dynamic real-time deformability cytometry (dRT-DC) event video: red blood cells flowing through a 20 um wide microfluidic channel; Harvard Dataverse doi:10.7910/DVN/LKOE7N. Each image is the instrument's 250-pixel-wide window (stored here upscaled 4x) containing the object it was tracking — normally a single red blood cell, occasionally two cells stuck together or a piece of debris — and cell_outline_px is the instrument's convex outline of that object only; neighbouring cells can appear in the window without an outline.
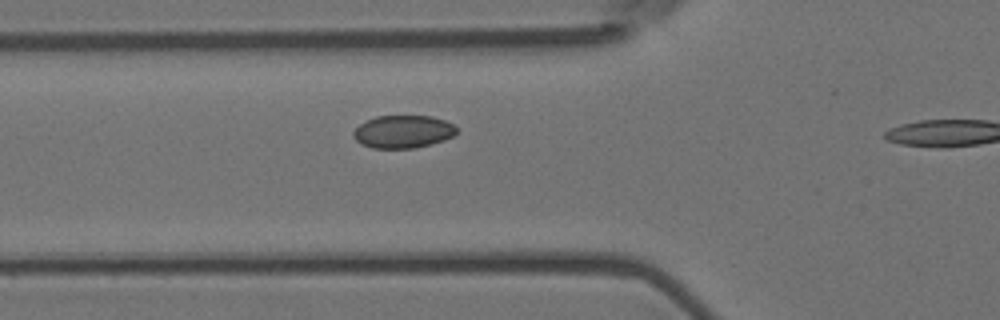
{"species": "Egyptian fruit bat (a non-hibernating species)", "species_latin": "Rousettus aegyptiacus", "temperature_condition": "room temperature", "stored_images_in_passage": 32, "camera_frame_rate_fps": 3000, "um_per_image_px": 0.085, "animal": {"sex": "female"}, "frame": {"image": 1, "passage_image": 10, "time_ms": 3.0, "image_size_px": [1000, 320], "cell_outline_px": [[456, 132], [452, 136], [444, 140], [416, 148], [372, 148], [360, 144], [352, 136], [352, 132], [360, 124], [376, 116], [432, 116], [444, 120], [452, 124], [456, 128]], "centroid_in_image_um": [34.23, 11.2], "position_along_channel_um": 91.6, "area_um2": 19.65}}
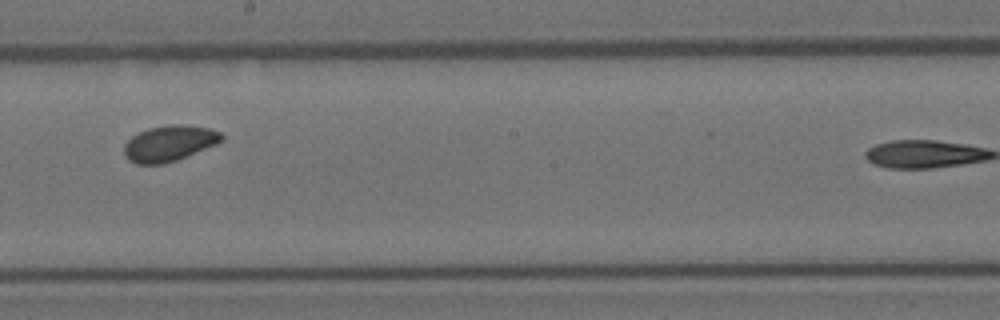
{"frame": {"image": 2, "passage_image": 22, "time_ms": 7.0, "image_size_px": [1000, 320], "cell_outline_px": [[224, 140], [216, 144], [176, 160], [164, 164], [136, 164], [128, 160], [124, 156], [124, 144], [132, 136], [148, 128], [172, 124], [180, 124], [212, 128], [220, 132], [224, 136]], "centroid_in_image_um": [14.39, 12.18], "position_along_channel_um": 233.8, "area_um2": 20.4}}
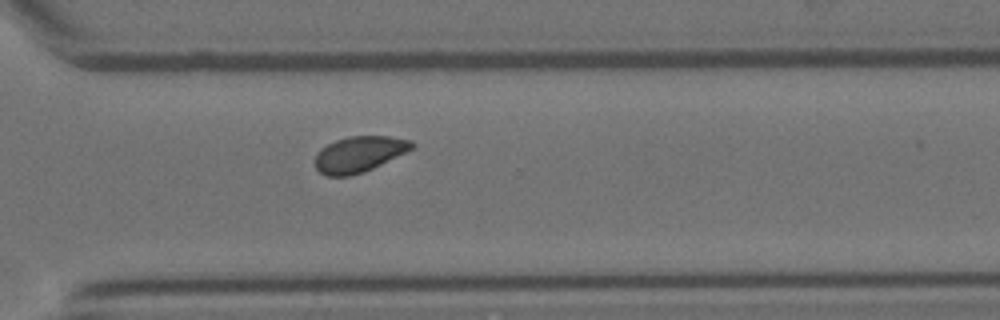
{"frame": {"image": 3, "passage_image": 31, "time_ms": 10.0, "image_size_px": [1000, 320], "cell_outline_px": [[416, 144], [412, 148], [364, 172], [348, 176], [328, 176], [320, 172], [316, 168], [316, 152], [320, 148], [336, 140], [348, 136], [388, 136], [412, 140]], "centroid_in_image_um": [30.5, 13.09], "position_along_channel_um": 340.1, "area_um2": 19.94}}